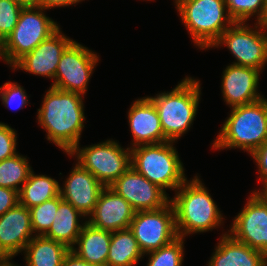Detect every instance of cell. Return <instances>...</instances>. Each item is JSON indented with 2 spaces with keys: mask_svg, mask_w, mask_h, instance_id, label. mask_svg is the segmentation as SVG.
I'll return each mask as SVG.
<instances>
[{
  "mask_svg": "<svg viewBox=\"0 0 267 266\" xmlns=\"http://www.w3.org/2000/svg\"><path fill=\"white\" fill-rule=\"evenodd\" d=\"M84 95L50 87L38 109V124L46 131L47 140L69 154L80 145L85 127Z\"/></svg>",
  "mask_w": 267,
  "mask_h": 266,
  "instance_id": "6da1fadb",
  "label": "cell"
},
{
  "mask_svg": "<svg viewBox=\"0 0 267 266\" xmlns=\"http://www.w3.org/2000/svg\"><path fill=\"white\" fill-rule=\"evenodd\" d=\"M170 198L175 211V226L179 237L212 231L223 223L218 209L200 178L186 180Z\"/></svg>",
  "mask_w": 267,
  "mask_h": 266,
  "instance_id": "7a4b0ae2",
  "label": "cell"
},
{
  "mask_svg": "<svg viewBox=\"0 0 267 266\" xmlns=\"http://www.w3.org/2000/svg\"><path fill=\"white\" fill-rule=\"evenodd\" d=\"M267 140V99L236 107L223 123L213 149L239 148L251 154Z\"/></svg>",
  "mask_w": 267,
  "mask_h": 266,
  "instance_id": "3957f363",
  "label": "cell"
},
{
  "mask_svg": "<svg viewBox=\"0 0 267 266\" xmlns=\"http://www.w3.org/2000/svg\"><path fill=\"white\" fill-rule=\"evenodd\" d=\"M199 80L185 77L171 91L149 98L158 112L165 138L175 142L193 125L200 101Z\"/></svg>",
  "mask_w": 267,
  "mask_h": 266,
  "instance_id": "277c9868",
  "label": "cell"
},
{
  "mask_svg": "<svg viewBox=\"0 0 267 266\" xmlns=\"http://www.w3.org/2000/svg\"><path fill=\"white\" fill-rule=\"evenodd\" d=\"M173 143L166 141L130 149L131 166L165 192L167 189L176 191L187 180Z\"/></svg>",
  "mask_w": 267,
  "mask_h": 266,
  "instance_id": "5b68a950",
  "label": "cell"
},
{
  "mask_svg": "<svg viewBox=\"0 0 267 266\" xmlns=\"http://www.w3.org/2000/svg\"><path fill=\"white\" fill-rule=\"evenodd\" d=\"M187 31L200 49L212 48L234 21L224 0H174Z\"/></svg>",
  "mask_w": 267,
  "mask_h": 266,
  "instance_id": "8992f818",
  "label": "cell"
},
{
  "mask_svg": "<svg viewBox=\"0 0 267 266\" xmlns=\"http://www.w3.org/2000/svg\"><path fill=\"white\" fill-rule=\"evenodd\" d=\"M40 6H24L13 31L2 42L0 60L12 67L25 54L55 33L60 25Z\"/></svg>",
  "mask_w": 267,
  "mask_h": 266,
  "instance_id": "52a82bcc",
  "label": "cell"
},
{
  "mask_svg": "<svg viewBox=\"0 0 267 266\" xmlns=\"http://www.w3.org/2000/svg\"><path fill=\"white\" fill-rule=\"evenodd\" d=\"M68 155H75L78 163L105 187H109L131 167L130 148H122L112 139L83 148L77 145Z\"/></svg>",
  "mask_w": 267,
  "mask_h": 266,
  "instance_id": "ba28073f",
  "label": "cell"
},
{
  "mask_svg": "<svg viewBox=\"0 0 267 266\" xmlns=\"http://www.w3.org/2000/svg\"><path fill=\"white\" fill-rule=\"evenodd\" d=\"M254 24L255 29L245 22H234L212 47L219 48L223 44L236 59L232 64L263 72L267 63V30Z\"/></svg>",
  "mask_w": 267,
  "mask_h": 266,
  "instance_id": "9c48e42d",
  "label": "cell"
},
{
  "mask_svg": "<svg viewBox=\"0 0 267 266\" xmlns=\"http://www.w3.org/2000/svg\"><path fill=\"white\" fill-rule=\"evenodd\" d=\"M129 229L143 254L171 243L178 237L172 203L157 210L136 211Z\"/></svg>",
  "mask_w": 267,
  "mask_h": 266,
  "instance_id": "30bf717a",
  "label": "cell"
},
{
  "mask_svg": "<svg viewBox=\"0 0 267 266\" xmlns=\"http://www.w3.org/2000/svg\"><path fill=\"white\" fill-rule=\"evenodd\" d=\"M98 57L97 53L74 40L62 53L51 86L85 95Z\"/></svg>",
  "mask_w": 267,
  "mask_h": 266,
  "instance_id": "8fae6325",
  "label": "cell"
},
{
  "mask_svg": "<svg viewBox=\"0 0 267 266\" xmlns=\"http://www.w3.org/2000/svg\"><path fill=\"white\" fill-rule=\"evenodd\" d=\"M228 233L235 240L267 255V194L252 192L233 219Z\"/></svg>",
  "mask_w": 267,
  "mask_h": 266,
  "instance_id": "7c38bea8",
  "label": "cell"
},
{
  "mask_svg": "<svg viewBox=\"0 0 267 266\" xmlns=\"http://www.w3.org/2000/svg\"><path fill=\"white\" fill-rule=\"evenodd\" d=\"M135 211L157 210L170 202V197L158 185L151 183L132 166L110 186Z\"/></svg>",
  "mask_w": 267,
  "mask_h": 266,
  "instance_id": "4fadbf2b",
  "label": "cell"
},
{
  "mask_svg": "<svg viewBox=\"0 0 267 266\" xmlns=\"http://www.w3.org/2000/svg\"><path fill=\"white\" fill-rule=\"evenodd\" d=\"M34 236L30 210L18 203L0 216V259L11 263Z\"/></svg>",
  "mask_w": 267,
  "mask_h": 266,
  "instance_id": "5bb4252c",
  "label": "cell"
},
{
  "mask_svg": "<svg viewBox=\"0 0 267 266\" xmlns=\"http://www.w3.org/2000/svg\"><path fill=\"white\" fill-rule=\"evenodd\" d=\"M73 41V39L65 36L59 28L31 52L20 58L12 66V69H22L33 75L45 76L54 80L62 53Z\"/></svg>",
  "mask_w": 267,
  "mask_h": 266,
  "instance_id": "9a60e30c",
  "label": "cell"
},
{
  "mask_svg": "<svg viewBox=\"0 0 267 266\" xmlns=\"http://www.w3.org/2000/svg\"><path fill=\"white\" fill-rule=\"evenodd\" d=\"M261 73L257 68L228 65L223 71L221 82L226 104L232 108L262 99L264 96L257 90Z\"/></svg>",
  "mask_w": 267,
  "mask_h": 266,
  "instance_id": "2e32d148",
  "label": "cell"
},
{
  "mask_svg": "<svg viewBox=\"0 0 267 266\" xmlns=\"http://www.w3.org/2000/svg\"><path fill=\"white\" fill-rule=\"evenodd\" d=\"M64 182V186L60 187L62 199L69 202L84 218L89 217L105 186L78 162Z\"/></svg>",
  "mask_w": 267,
  "mask_h": 266,
  "instance_id": "e0dca14e",
  "label": "cell"
},
{
  "mask_svg": "<svg viewBox=\"0 0 267 266\" xmlns=\"http://www.w3.org/2000/svg\"><path fill=\"white\" fill-rule=\"evenodd\" d=\"M135 212L122 196L105 187L99 195L93 213L86 221L96 228L115 232L128 229Z\"/></svg>",
  "mask_w": 267,
  "mask_h": 266,
  "instance_id": "ac0fdd59",
  "label": "cell"
},
{
  "mask_svg": "<svg viewBox=\"0 0 267 266\" xmlns=\"http://www.w3.org/2000/svg\"><path fill=\"white\" fill-rule=\"evenodd\" d=\"M128 122L133 138L130 149L168 141L163 133L155 105L148 96L133 102L128 111Z\"/></svg>",
  "mask_w": 267,
  "mask_h": 266,
  "instance_id": "d6986e66",
  "label": "cell"
},
{
  "mask_svg": "<svg viewBox=\"0 0 267 266\" xmlns=\"http://www.w3.org/2000/svg\"><path fill=\"white\" fill-rule=\"evenodd\" d=\"M208 266H267V255L235 240L228 232L220 236Z\"/></svg>",
  "mask_w": 267,
  "mask_h": 266,
  "instance_id": "ffe728a7",
  "label": "cell"
},
{
  "mask_svg": "<svg viewBox=\"0 0 267 266\" xmlns=\"http://www.w3.org/2000/svg\"><path fill=\"white\" fill-rule=\"evenodd\" d=\"M111 237L112 232L96 228L86 221L75 243L78 248L70 250L88 263L106 266Z\"/></svg>",
  "mask_w": 267,
  "mask_h": 266,
  "instance_id": "44dd1931",
  "label": "cell"
},
{
  "mask_svg": "<svg viewBox=\"0 0 267 266\" xmlns=\"http://www.w3.org/2000/svg\"><path fill=\"white\" fill-rule=\"evenodd\" d=\"M81 217L84 216L69 202L62 199L54 222L44 237L63 243L69 249L73 248L86 222L80 224Z\"/></svg>",
  "mask_w": 267,
  "mask_h": 266,
  "instance_id": "7402d4cb",
  "label": "cell"
},
{
  "mask_svg": "<svg viewBox=\"0 0 267 266\" xmlns=\"http://www.w3.org/2000/svg\"><path fill=\"white\" fill-rule=\"evenodd\" d=\"M69 251L63 243L44 236H34L25 246L23 253L26 266H62L63 259Z\"/></svg>",
  "mask_w": 267,
  "mask_h": 266,
  "instance_id": "603a6c76",
  "label": "cell"
},
{
  "mask_svg": "<svg viewBox=\"0 0 267 266\" xmlns=\"http://www.w3.org/2000/svg\"><path fill=\"white\" fill-rule=\"evenodd\" d=\"M143 256L129 228L112 232L106 266H134Z\"/></svg>",
  "mask_w": 267,
  "mask_h": 266,
  "instance_id": "cb8c5ba5",
  "label": "cell"
},
{
  "mask_svg": "<svg viewBox=\"0 0 267 266\" xmlns=\"http://www.w3.org/2000/svg\"><path fill=\"white\" fill-rule=\"evenodd\" d=\"M60 184L46 175H35L32 170L18 192L19 204L30 209L60 195Z\"/></svg>",
  "mask_w": 267,
  "mask_h": 266,
  "instance_id": "d4e9b609",
  "label": "cell"
},
{
  "mask_svg": "<svg viewBox=\"0 0 267 266\" xmlns=\"http://www.w3.org/2000/svg\"><path fill=\"white\" fill-rule=\"evenodd\" d=\"M31 171L28 159L18 153L0 161V187L19 192Z\"/></svg>",
  "mask_w": 267,
  "mask_h": 266,
  "instance_id": "484cf974",
  "label": "cell"
},
{
  "mask_svg": "<svg viewBox=\"0 0 267 266\" xmlns=\"http://www.w3.org/2000/svg\"><path fill=\"white\" fill-rule=\"evenodd\" d=\"M62 200L61 195L31 207L30 218L35 236H44L50 229Z\"/></svg>",
  "mask_w": 267,
  "mask_h": 266,
  "instance_id": "4316f807",
  "label": "cell"
},
{
  "mask_svg": "<svg viewBox=\"0 0 267 266\" xmlns=\"http://www.w3.org/2000/svg\"><path fill=\"white\" fill-rule=\"evenodd\" d=\"M184 239L177 237L171 243L160 249L148 252L147 266H182L184 256Z\"/></svg>",
  "mask_w": 267,
  "mask_h": 266,
  "instance_id": "83f0119b",
  "label": "cell"
},
{
  "mask_svg": "<svg viewBox=\"0 0 267 266\" xmlns=\"http://www.w3.org/2000/svg\"><path fill=\"white\" fill-rule=\"evenodd\" d=\"M228 15L234 22H247L256 15L258 20L262 14L264 0H224Z\"/></svg>",
  "mask_w": 267,
  "mask_h": 266,
  "instance_id": "f1b7e54d",
  "label": "cell"
},
{
  "mask_svg": "<svg viewBox=\"0 0 267 266\" xmlns=\"http://www.w3.org/2000/svg\"><path fill=\"white\" fill-rule=\"evenodd\" d=\"M23 7L18 0H0V40L2 42L15 28Z\"/></svg>",
  "mask_w": 267,
  "mask_h": 266,
  "instance_id": "f546056e",
  "label": "cell"
},
{
  "mask_svg": "<svg viewBox=\"0 0 267 266\" xmlns=\"http://www.w3.org/2000/svg\"><path fill=\"white\" fill-rule=\"evenodd\" d=\"M0 98L5 107H14L17 110L27 106L29 103L24 88L11 81L4 83V85L0 87Z\"/></svg>",
  "mask_w": 267,
  "mask_h": 266,
  "instance_id": "4dcf8cb0",
  "label": "cell"
},
{
  "mask_svg": "<svg viewBox=\"0 0 267 266\" xmlns=\"http://www.w3.org/2000/svg\"><path fill=\"white\" fill-rule=\"evenodd\" d=\"M17 133L9 125L0 122V161L17 154Z\"/></svg>",
  "mask_w": 267,
  "mask_h": 266,
  "instance_id": "1f68e13d",
  "label": "cell"
},
{
  "mask_svg": "<svg viewBox=\"0 0 267 266\" xmlns=\"http://www.w3.org/2000/svg\"><path fill=\"white\" fill-rule=\"evenodd\" d=\"M250 156L256 162L259 172V181H262L263 188L253 191L257 194H267V140L253 151Z\"/></svg>",
  "mask_w": 267,
  "mask_h": 266,
  "instance_id": "d6a6232c",
  "label": "cell"
},
{
  "mask_svg": "<svg viewBox=\"0 0 267 266\" xmlns=\"http://www.w3.org/2000/svg\"><path fill=\"white\" fill-rule=\"evenodd\" d=\"M19 203L18 191L0 187V216Z\"/></svg>",
  "mask_w": 267,
  "mask_h": 266,
  "instance_id": "836d02e7",
  "label": "cell"
},
{
  "mask_svg": "<svg viewBox=\"0 0 267 266\" xmlns=\"http://www.w3.org/2000/svg\"><path fill=\"white\" fill-rule=\"evenodd\" d=\"M83 0H40V7L45 10L55 7H65L70 5H76Z\"/></svg>",
  "mask_w": 267,
  "mask_h": 266,
  "instance_id": "e575fe53",
  "label": "cell"
},
{
  "mask_svg": "<svg viewBox=\"0 0 267 266\" xmlns=\"http://www.w3.org/2000/svg\"><path fill=\"white\" fill-rule=\"evenodd\" d=\"M62 266H98L95 264L88 263L84 261L80 257H78L74 252L71 250L65 255Z\"/></svg>",
  "mask_w": 267,
  "mask_h": 266,
  "instance_id": "d590c367",
  "label": "cell"
},
{
  "mask_svg": "<svg viewBox=\"0 0 267 266\" xmlns=\"http://www.w3.org/2000/svg\"><path fill=\"white\" fill-rule=\"evenodd\" d=\"M256 23L263 27L265 30H267V0H264V7L262 14L258 20H256Z\"/></svg>",
  "mask_w": 267,
  "mask_h": 266,
  "instance_id": "8d00e7d4",
  "label": "cell"
},
{
  "mask_svg": "<svg viewBox=\"0 0 267 266\" xmlns=\"http://www.w3.org/2000/svg\"><path fill=\"white\" fill-rule=\"evenodd\" d=\"M23 6H40V0H19Z\"/></svg>",
  "mask_w": 267,
  "mask_h": 266,
  "instance_id": "74e56055",
  "label": "cell"
},
{
  "mask_svg": "<svg viewBox=\"0 0 267 266\" xmlns=\"http://www.w3.org/2000/svg\"><path fill=\"white\" fill-rule=\"evenodd\" d=\"M2 266H16L13 262L11 263H4Z\"/></svg>",
  "mask_w": 267,
  "mask_h": 266,
  "instance_id": "f35d334b",
  "label": "cell"
},
{
  "mask_svg": "<svg viewBox=\"0 0 267 266\" xmlns=\"http://www.w3.org/2000/svg\"><path fill=\"white\" fill-rule=\"evenodd\" d=\"M1 50H2V41L0 40V55H1Z\"/></svg>",
  "mask_w": 267,
  "mask_h": 266,
  "instance_id": "ab89813d",
  "label": "cell"
},
{
  "mask_svg": "<svg viewBox=\"0 0 267 266\" xmlns=\"http://www.w3.org/2000/svg\"><path fill=\"white\" fill-rule=\"evenodd\" d=\"M4 264V262L0 259V266H2Z\"/></svg>",
  "mask_w": 267,
  "mask_h": 266,
  "instance_id": "60d3db41",
  "label": "cell"
}]
</instances>
